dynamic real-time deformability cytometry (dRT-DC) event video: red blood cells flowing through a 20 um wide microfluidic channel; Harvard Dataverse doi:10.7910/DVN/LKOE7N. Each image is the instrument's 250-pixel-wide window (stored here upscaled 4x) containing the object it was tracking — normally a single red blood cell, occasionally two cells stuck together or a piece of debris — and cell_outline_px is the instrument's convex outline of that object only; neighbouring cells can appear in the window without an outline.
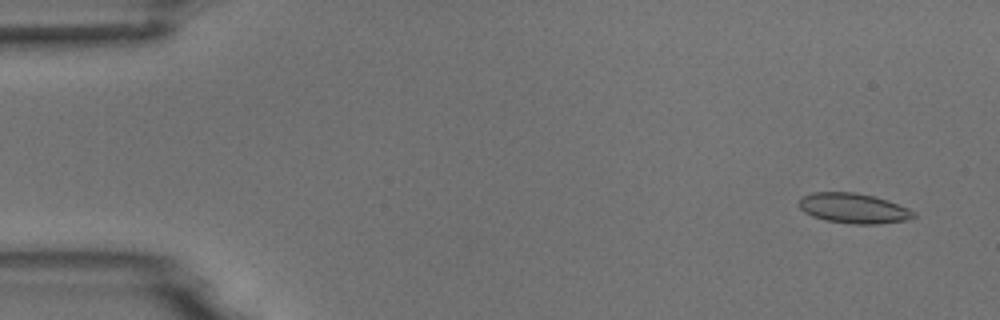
{"species": "common noctule bat (a hibernating species)", "species_latin": "Nyctalus noctula", "temperature_condition": "room temperature", "stored_images_in_passage": 8, "camera_frame_rate_fps": 3000, "um_per_image_px": 0.085, "animal": {"sex": "male", "body_mass_g": 18.8}, "frame": {"image": 1, "passage_image": 1, "time_ms": 0.0, "image_size_px": [1000, 320], "cell_outline_px": [[916, 216], [908, 220], [876, 224], [852, 224], [824, 220], [812, 216], [804, 212], [800, 208], [800, 196], [812, 192], [856, 192], [888, 200], [908, 208], [916, 212]], "centroid_in_image_um": [72.55, 17.7], "position_along_channel_um": 12.4, "area_um2": 20.23}}
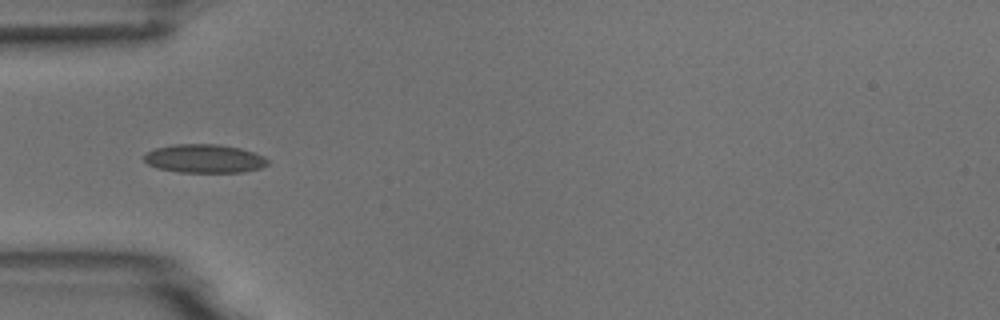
{"frame": {"image": 2, "passage_image": 4, "time_ms": 4.667, "image_size_px": [1000, 320], "cell_outline_px": [[268, 164], [260, 168], [244, 172], [180, 172], [156, 168], [148, 164], [144, 160], [144, 156], [148, 152], [156, 148], [172, 144], [220, 144], [240, 148], [264, 156], [268, 160]], "centroid_in_image_um": [17.37, 13.48], "position_along_channel_um": 67.6, "area_um2": 20.58}}
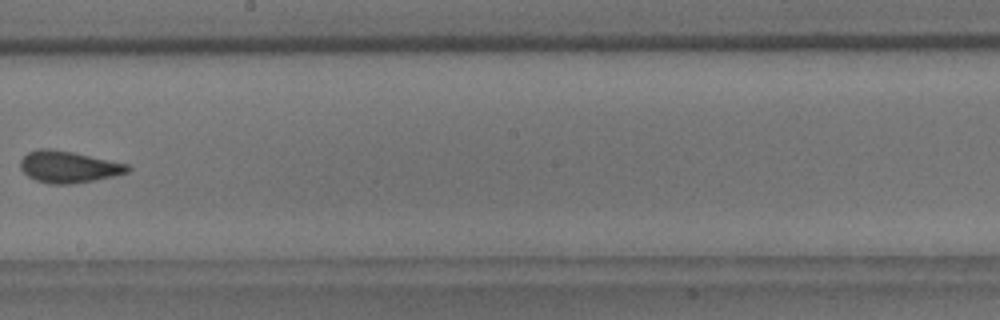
{"frame": {"image": 3, "passage_image": 8, "time_ms": 9.333, "image_size_px": [1000, 320], "cell_outline_px": [[132, 168], [128, 172], [112, 176], [72, 184], [52, 184], [36, 180], [28, 176], [20, 168], [20, 160], [28, 152], [40, 148], [48, 148], [72, 152], [128, 164]], "centroid_in_image_um": [5.8, 14.18], "position_along_channel_um": 242.4, "area_um2": 19.59}}